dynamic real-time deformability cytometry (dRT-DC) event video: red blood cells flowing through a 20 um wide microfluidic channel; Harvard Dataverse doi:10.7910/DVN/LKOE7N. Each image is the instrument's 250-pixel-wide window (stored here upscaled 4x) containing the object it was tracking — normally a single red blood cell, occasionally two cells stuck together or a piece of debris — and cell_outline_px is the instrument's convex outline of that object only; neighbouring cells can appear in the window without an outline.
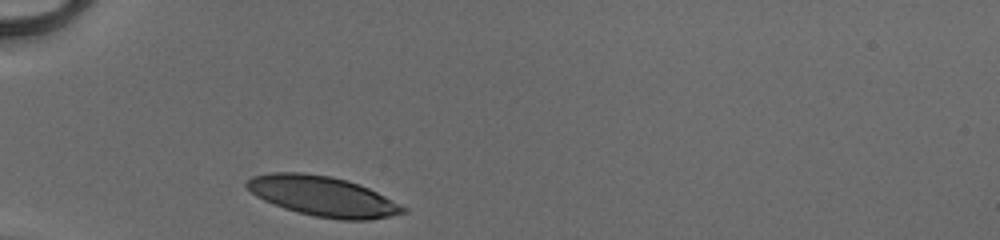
{"species": "human", "species_latin": "Homo sapiens", "temperature_condition": "cold", "stored_images_in_passage": 27, "camera_frame_rate_fps": 3000, "um_per_image_px": 0.085, "donor": {"sex": "male"}, "frame": {"image": 1, "passage_image": 1, "time_ms": 0.0, "image_size_px": [1000, 240], "cell_outline_px": [[408, 212], [368, 220], [340, 220], [316, 216], [284, 208], [264, 200], [256, 196], [244, 184], [252, 176], [268, 172], [304, 172], [332, 176], [348, 180], [368, 188], [408, 208]], "centroid_in_image_um": [27.43, 16.66], "position_along_channel_um": 57.6, "area_um2": 36.3}}
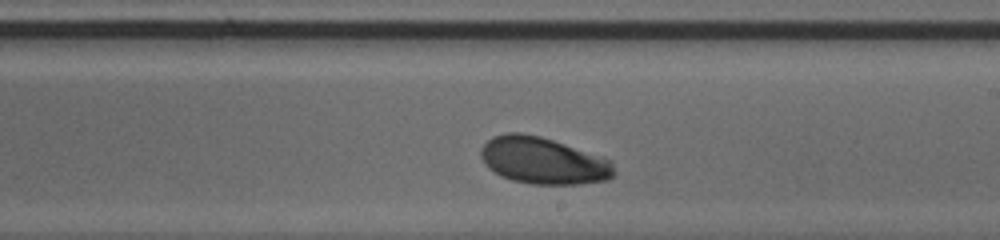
{"frame": {"image": 2, "passage_image": 16, "time_ms": 5.0, "image_size_px": [1000, 240], "cell_outline_px": [[616, 172], [608, 180], [580, 184], [532, 184], [512, 180], [500, 176], [488, 168], [484, 164], [480, 156], [480, 148], [492, 136], [508, 132], [520, 132], [540, 136], [612, 160]], "centroid_in_image_um": [46.14, 13.66], "position_along_channel_um": 242.9, "area_um2": 36.47}}
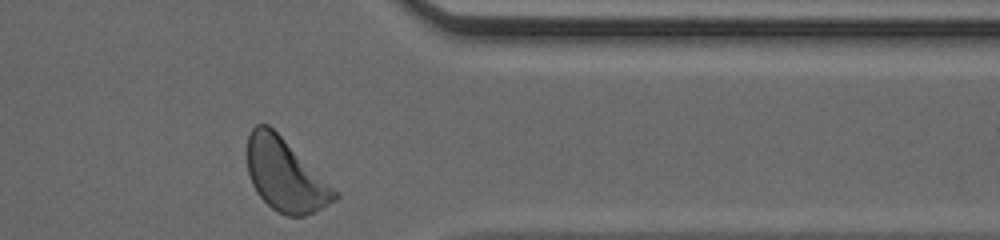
{"frame": {"image": 3, "passage_image": 27, "time_ms": 8.667, "image_size_px": [1000, 240], "cell_outline_px": [[340, 196], [336, 200], [304, 216], [288, 216], [276, 212], [256, 192], [252, 184], [248, 172], [248, 136], [252, 128], [256, 124], [268, 124]], "centroid_in_image_um": [24.19, 14.9], "position_along_channel_um": 387.2, "area_um2": 35.66}, "authors_computed_cell_mechanics": {"area_um2": 36.3562, "velocity_mm_per_s": 4.0751, "shape_relaxation_time_tau1_ms": 1.8912, "shape_relaxation_time_tau2_ms": null, "deformation_change_tau1": 0.1263, "deformation_change_tau2": null}}